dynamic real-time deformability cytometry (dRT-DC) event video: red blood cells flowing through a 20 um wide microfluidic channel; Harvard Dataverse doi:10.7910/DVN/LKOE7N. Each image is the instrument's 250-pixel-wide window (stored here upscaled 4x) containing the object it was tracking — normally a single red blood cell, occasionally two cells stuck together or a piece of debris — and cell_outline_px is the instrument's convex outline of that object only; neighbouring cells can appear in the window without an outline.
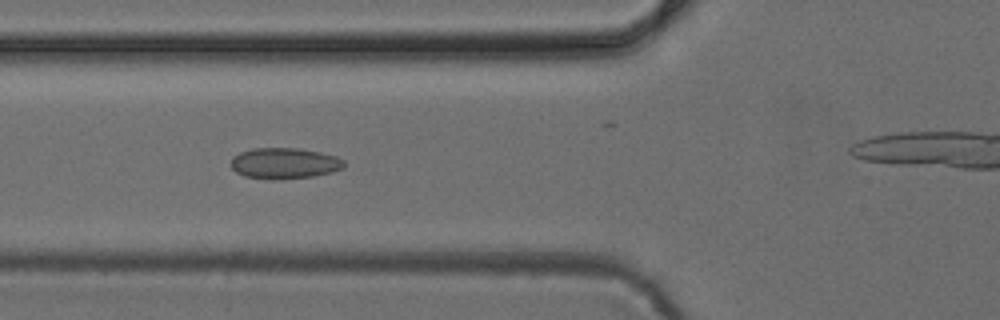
{"species": "common noctule bat (a hibernating species)", "species_latin": "Nyctalus noctula", "temperature_condition": "cold", "stored_images_in_passage": 7, "segment_of_instrument_passage": [1, 2], "camera_frame_rate_fps": 3000, "um_per_image_px": 0.085, "animal": {"sex": "female", "body_mass_g": 24.6, "forearm_length_mm": 56.2}, "frame": {"image": 1, "passage_image": 5, "time_ms": 5.667, "image_size_px": [1000, 320], "cell_outline_px": [[344, 168], [332, 172], [312, 176], [272, 180], [244, 176], [236, 172], [232, 168], [232, 156], [240, 152], [252, 148], [300, 148], [320, 152], [336, 156], [344, 160]], "centroid_in_image_um": [24.17, 13.87], "position_along_channel_um": 101.6, "area_um2": 20.46}}
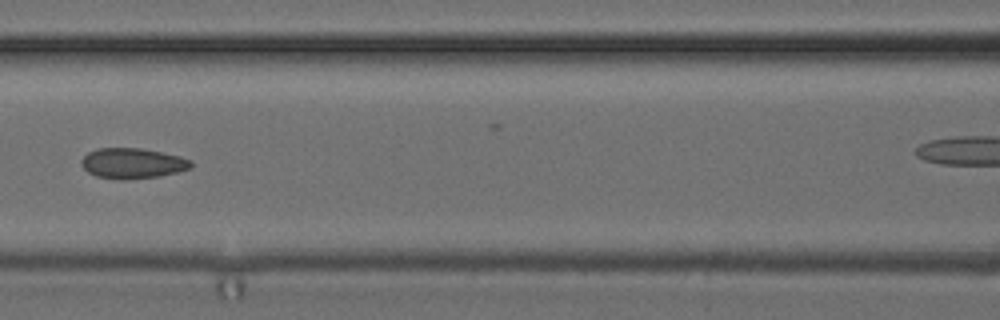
{"frame": {"image": 2, "passage_image": 6, "time_ms": 7.0, "image_size_px": [1000, 320], "cell_outline_px": [[192, 168], [160, 176], [124, 180], [96, 176], [88, 172], [80, 164], [80, 160], [88, 152], [96, 148], [140, 148], [180, 156], [192, 160]], "centroid_in_image_um": [11.25, 13.88], "position_along_channel_um": 155.3, "area_um2": 19.48}}